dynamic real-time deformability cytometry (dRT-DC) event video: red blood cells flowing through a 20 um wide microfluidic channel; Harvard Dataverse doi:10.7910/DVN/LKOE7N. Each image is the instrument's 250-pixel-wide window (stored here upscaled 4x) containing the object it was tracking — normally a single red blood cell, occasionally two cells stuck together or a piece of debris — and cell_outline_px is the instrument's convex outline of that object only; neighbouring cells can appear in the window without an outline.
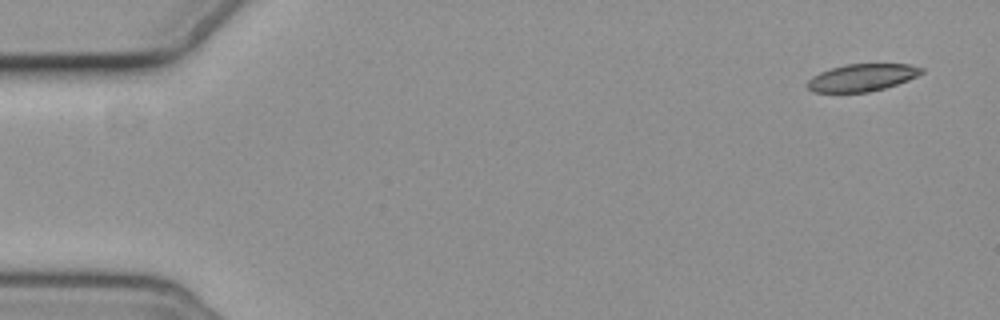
{"species": "common noctule bat (a hibernating species)", "species_latin": "Nyctalus noctula", "temperature_condition": "cold", "stored_images_in_passage": 5, "camera_frame_rate_fps": 3000, "um_per_image_px": 0.085, "animal": {"sex": "female", "body_mass_g": 19.3, "forearm_length_mm": 54.1}, "frame": {"image": 1, "passage_image": 1, "time_ms": 0.0, "image_size_px": [1000, 320], "cell_outline_px": [[924, 72], [908, 80], [884, 88], [868, 92], [812, 92], [804, 84], [812, 76], [820, 72], [844, 64], [908, 64], [924, 68]], "centroid_in_image_um": [73.24, 6.59], "position_along_channel_um": 11.8, "area_um2": 18.15}}
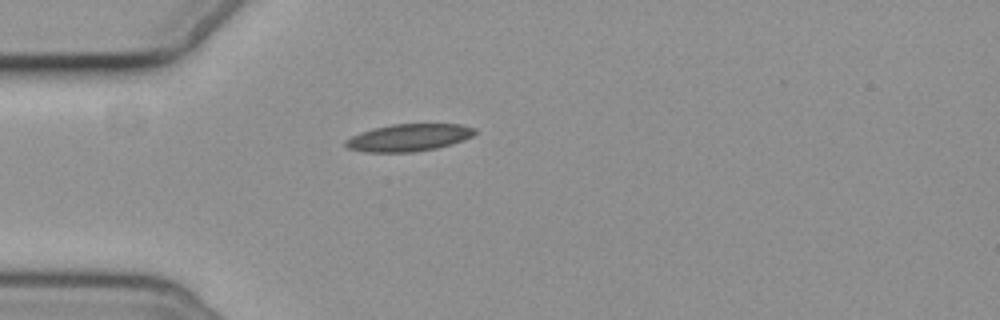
{"frame": {"image": 2, "passage_image": 4, "time_ms": 4.333, "image_size_px": [1000, 320], "cell_outline_px": [[476, 132], [472, 136], [464, 140], [452, 144], [436, 148], [412, 152], [364, 152], [348, 148], [344, 144], [344, 140], [360, 132], [372, 128], [392, 124], [460, 124], [476, 128]], "centroid_in_image_um": [34.73, 11.69], "position_along_channel_um": 50.3, "area_um2": 20.63}}